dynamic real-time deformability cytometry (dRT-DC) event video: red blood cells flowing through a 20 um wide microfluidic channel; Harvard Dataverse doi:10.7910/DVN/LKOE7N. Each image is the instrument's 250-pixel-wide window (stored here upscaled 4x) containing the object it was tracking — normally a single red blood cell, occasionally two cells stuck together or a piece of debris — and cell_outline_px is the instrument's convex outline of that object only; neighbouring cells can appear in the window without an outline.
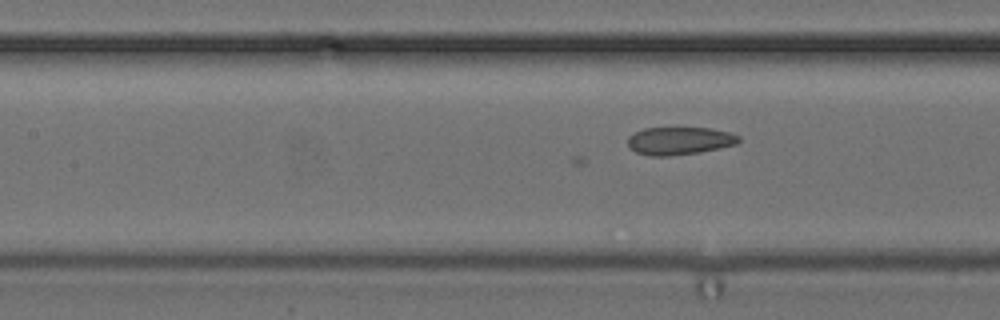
{"species": "common noctule bat (a hibernating species)", "species_latin": "Nyctalus noctula", "temperature_condition": "cold", "stored_images_in_passage": 38, "camera_frame_rate_fps": 3000, "um_per_image_px": 0.085, "animal": {"sex": "female", "body_mass_g": 24.6, "forearm_length_mm": 56.2}, "frame": {"image": 1, "passage_image": 8, "time_ms": 2.333, "image_size_px": [1000, 320], "cell_outline_px": [[740, 140], [736, 144], [720, 148], [700, 152], [668, 156], [648, 156], [636, 152], [628, 148], [628, 136], [644, 128], [712, 128], [732, 132], [740, 136]], "centroid_in_image_um": [57.76, 11.97], "position_along_channel_um": 149.6, "area_um2": 18.15}}
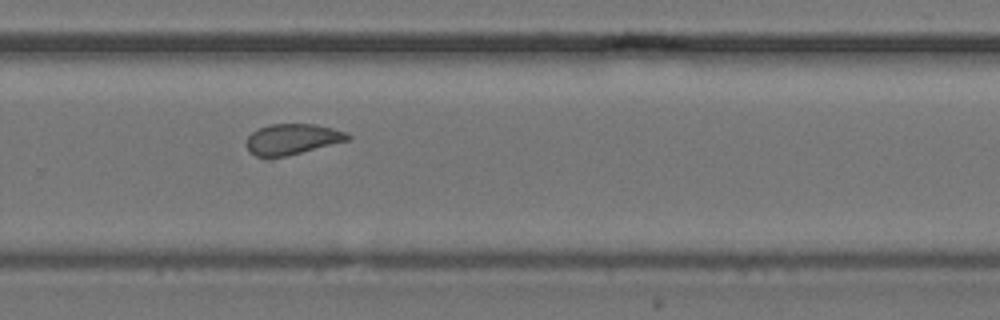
{"frame": {"image": 2, "passage_image": 20, "time_ms": 6.333, "image_size_px": [1000, 320], "cell_outline_px": [[352, 136], [348, 140], [268, 160], [264, 160], [248, 152], [248, 136], [252, 132], [260, 128], [272, 124], [316, 124], [348, 132]], "centroid_in_image_um": [24.81, 11.85], "position_along_channel_um": 305.0, "area_um2": 18.15}}
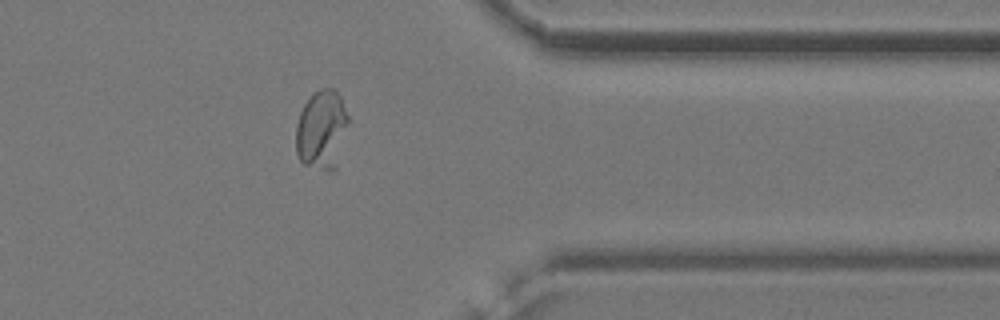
{"frame": {"image": 3, "passage_image": 27, "time_ms": 8.667, "image_size_px": [1000, 320], "cell_outline_px": [[348, 124], [336, 168], [332, 172], [304, 164], [300, 160], [296, 152], [296, 124], [300, 112], [304, 104], [312, 92], [320, 88], [332, 88], [340, 96], [348, 116]], "centroid_in_image_um": [27.33, 11.02], "position_along_channel_um": 384.1, "area_um2": 24.28}}